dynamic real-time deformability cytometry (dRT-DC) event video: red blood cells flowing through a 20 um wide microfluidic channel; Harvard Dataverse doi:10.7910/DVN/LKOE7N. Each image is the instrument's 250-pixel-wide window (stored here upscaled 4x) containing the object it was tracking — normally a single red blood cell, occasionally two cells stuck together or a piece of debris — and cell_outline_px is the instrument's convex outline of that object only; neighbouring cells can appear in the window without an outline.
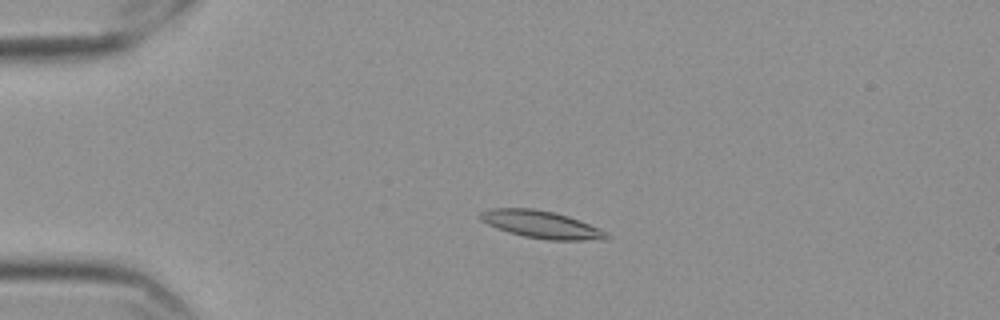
{"species": "Egyptian fruit bat (a non-hibernating species)", "species_latin": "Rousettus aegyptiacus", "temperature_condition": "cold", "stored_images_in_passage": 58, "camera_frame_rate_fps": 3000, "um_per_image_px": 0.085, "frame": {"image": 1, "passage_image": 14, "time_ms": 4.333, "image_size_px": [1000, 320], "cell_outline_px": [[612, 236], [604, 240], [548, 240], [524, 236], [508, 232], [496, 228], [480, 220], [476, 216], [480, 212], [488, 208], [532, 208], [556, 212], [568, 216], [600, 228], [608, 232]], "centroid_in_image_um": [46.01, 19.08], "position_along_channel_um": 39.0, "area_um2": 20.52}}
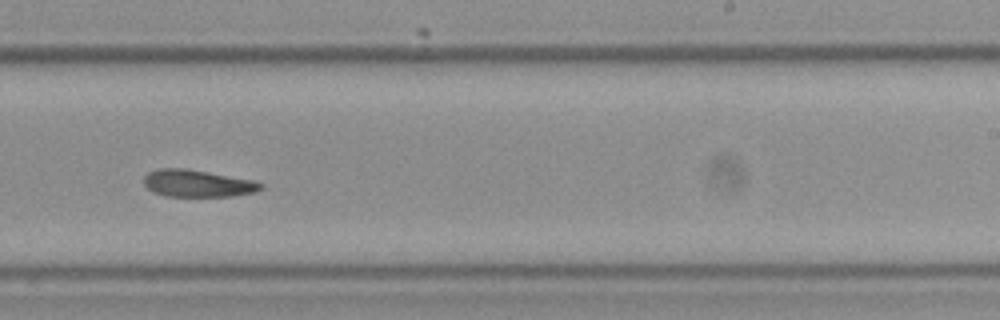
{"frame": {"image": 2, "passage_image": 37, "time_ms": 12.0, "image_size_px": [1000, 320], "cell_outline_px": [[264, 188], [252, 192], [232, 196], [164, 196], [152, 192], [144, 184], [144, 176], [148, 172], [156, 168], [184, 168], [252, 180], [264, 184]], "centroid_in_image_um": [16.74, 15.59], "position_along_channel_um": 272.3, "area_um2": 18.38}}
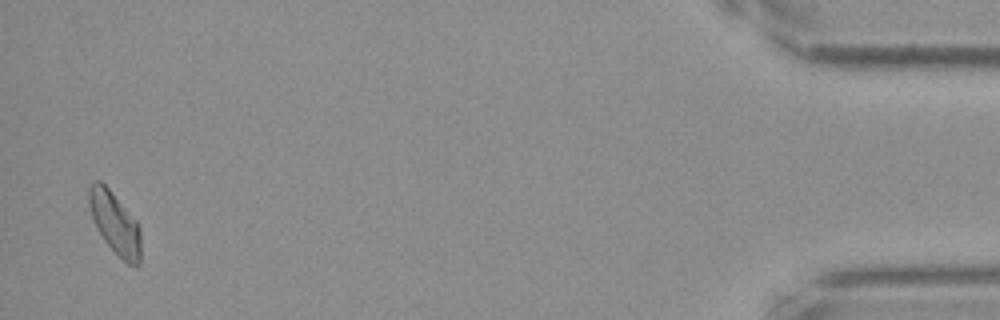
{"frame": {"image": 3, "passage_image": 57, "time_ms": 18.667, "image_size_px": [1000, 320], "cell_outline_px": [[140, 264], [136, 268], [128, 264], [104, 240], [92, 216], [88, 204], [88, 188], [92, 180], [100, 180], [108, 188], [136, 220], [140, 228]], "centroid_in_image_um": [9.77, 18.95], "position_along_channel_um": 425.4, "area_um2": 18.5}, "authors_computed_cell_mechanics": {"area_um2": 19.0162, "velocity_mm_per_s": 3.5186, "shape_relaxation_time_tau1_ms": null, "shape_relaxation_time_tau2_ms": 7.927, "deformation_change_tau1": null, "deformation_change_tau2": 0.1608}}